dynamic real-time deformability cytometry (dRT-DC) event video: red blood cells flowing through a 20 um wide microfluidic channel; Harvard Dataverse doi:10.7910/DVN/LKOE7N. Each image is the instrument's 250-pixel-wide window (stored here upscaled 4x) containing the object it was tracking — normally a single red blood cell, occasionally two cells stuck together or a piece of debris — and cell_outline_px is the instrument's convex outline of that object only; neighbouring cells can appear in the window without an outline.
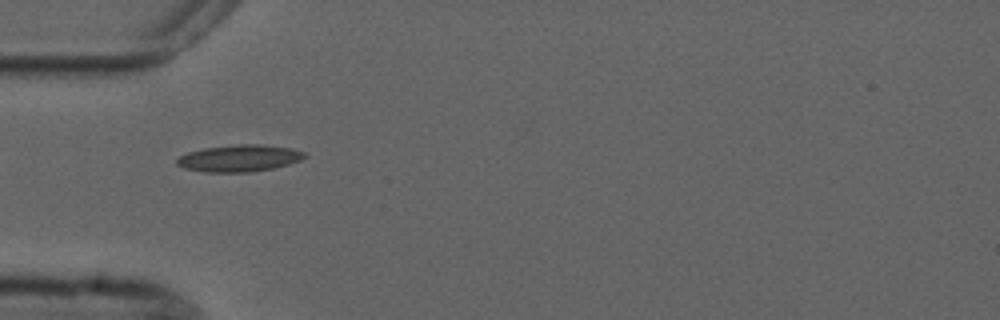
{"species": "common noctule bat (a hibernating species)", "species_latin": "Nyctalus noctula", "temperature_condition": "cold", "stored_images_in_passage": 8, "camera_frame_rate_fps": 3000, "um_per_image_px": 0.085, "animal": {"sex": "male", "forearm_length_mm": 52.5}, "frame": {"image": 1, "passage_image": 4, "time_ms": 4.333, "image_size_px": [1000, 320], "cell_outline_px": [[308, 156], [300, 160], [288, 164], [272, 168], [248, 172], [204, 172], [184, 168], [176, 164], [176, 160], [180, 156], [188, 152], [204, 148], [240, 144], [260, 144], [288, 148], [304, 152]], "centroid_in_image_um": [20.31, 13.45], "position_along_channel_um": 64.7, "area_um2": 19.77}}
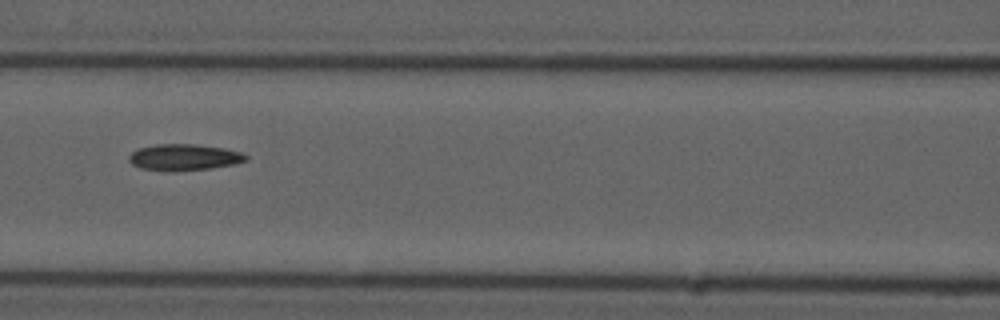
{"frame": {"image": 2, "passage_image": 6, "time_ms": 6.667, "image_size_px": [1000, 320], "cell_outline_px": [[248, 160], [236, 164], [212, 168], [172, 172], [140, 168], [132, 164], [128, 160], [128, 156], [132, 152], [140, 148], [156, 144], [192, 144], [224, 148], [240, 152], [248, 156]], "centroid_in_image_um": [15.65, 13.38], "position_along_channel_um": 151.0, "area_um2": 18.09}}
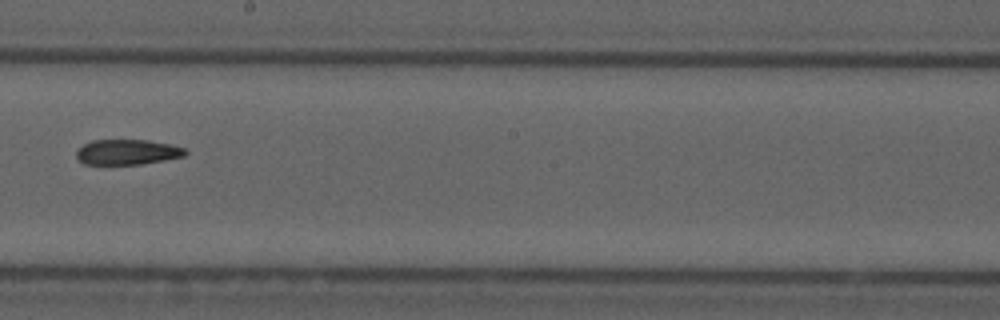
{"frame": {"image": 3, "passage_image": 8, "time_ms": 9.0, "image_size_px": [1000, 320], "cell_outline_px": [[188, 152], [184, 156], [164, 160], [140, 164], [84, 164], [76, 156], [76, 152], [84, 144], [92, 140], [148, 140], [168, 144], [184, 148]], "centroid_in_image_um": [10.82, 12.92], "position_along_channel_um": 237.4, "area_um2": 15.84}}